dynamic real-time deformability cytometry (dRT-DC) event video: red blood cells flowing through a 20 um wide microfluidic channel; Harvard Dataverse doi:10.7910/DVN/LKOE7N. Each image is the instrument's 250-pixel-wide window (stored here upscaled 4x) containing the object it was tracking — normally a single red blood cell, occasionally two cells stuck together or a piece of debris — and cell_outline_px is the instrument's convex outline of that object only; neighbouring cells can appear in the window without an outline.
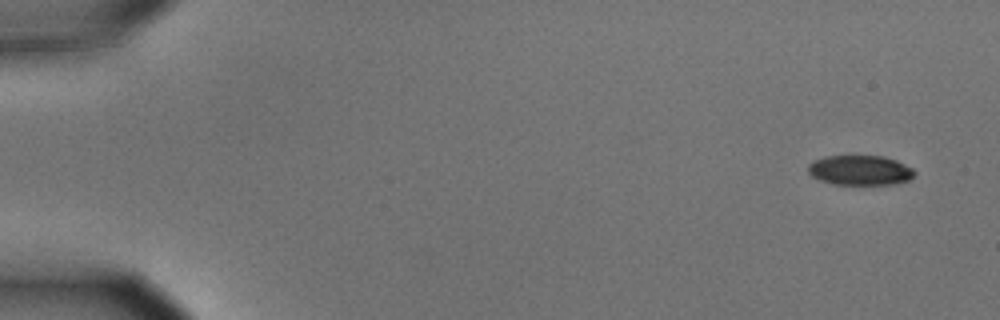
{"species": "common noctule bat (a hibernating species)", "species_latin": "Nyctalus noctula", "temperature_condition": "cold", "stored_images_in_passage": 5, "camera_frame_rate_fps": 3000, "um_per_image_px": 0.085, "animal": {"sex": "male", "body_mass_g": 15.6}, "frame": {"image": 1, "passage_image": 1, "time_ms": 0.0, "image_size_px": [1000, 320], "cell_outline_px": [[916, 172], [908, 180], [892, 184], [832, 184], [820, 180], [812, 176], [808, 172], [808, 164], [824, 156], [884, 156], [896, 160], [912, 168]], "centroid_in_image_um": [73.09, 14.46], "position_along_channel_um": 11.9, "area_um2": 18.38}}
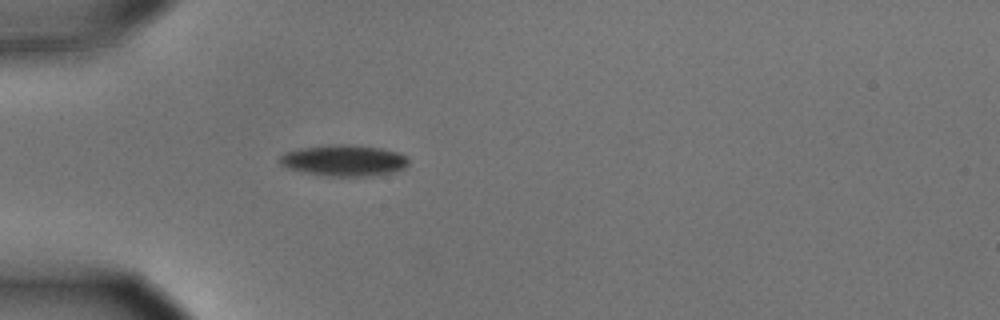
{"frame": {"image": 2, "passage_image": 5, "time_ms": 1.333, "image_size_px": [1000, 320], "cell_outline_px": [[408, 164], [404, 168], [396, 172], [376, 176], [332, 176], [304, 172], [288, 168], [280, 164], [276, 160], [284, 152], [300, 148], [332, 144], [348, 144], [380, 148], [400, 152], [408, 160]], "centroid_in_image_um": [29.23, 13.64], "position_along_channel_um": 55.8, "area_um2": 23.64}}